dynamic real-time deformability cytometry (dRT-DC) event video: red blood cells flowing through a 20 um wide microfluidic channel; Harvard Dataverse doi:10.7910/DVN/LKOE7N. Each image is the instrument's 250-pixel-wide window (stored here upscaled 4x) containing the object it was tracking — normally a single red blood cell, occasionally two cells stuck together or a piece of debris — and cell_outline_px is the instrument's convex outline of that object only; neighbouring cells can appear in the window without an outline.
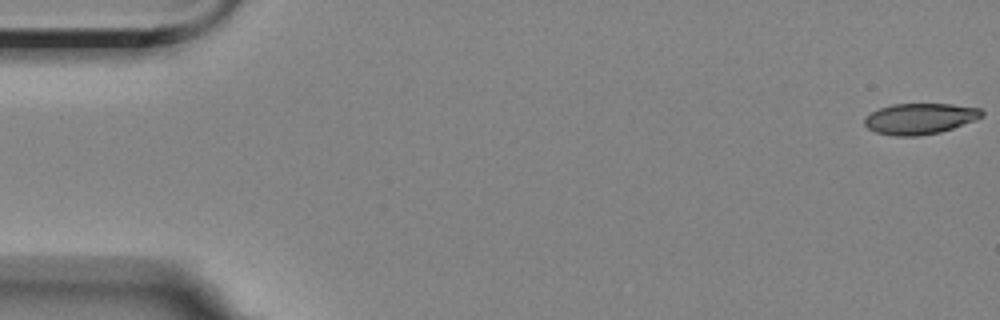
{"species": "Egyptian fruit bat (a non-hibernating species)", "species_latin": "Rousettus aegyptiacus", "temperature_condition": "room temperature", "stored_images_in_passage": 4, "camera_frame_rate_fps": 3000, "um_per_image_px": 0.085, "animal": {"sex": "female"}, "frame": {"image": 1, "passage_image": 1, "time_ms": 0.0, "image_size_px": [1000, 320], "cell_outline_px": [[984, 116], [976, 120], [940, 132], [916, 136], [896, 136], [876, 132], [868, 128], [864, 124], [864, 116], [880, 108], [892, 104], [952, 104], [980, 108], [984, 112]], "centroid_in_image_um": [78.2, 10.08], "position_along_channel_um": 6.8, "area_um2": 21.15}}
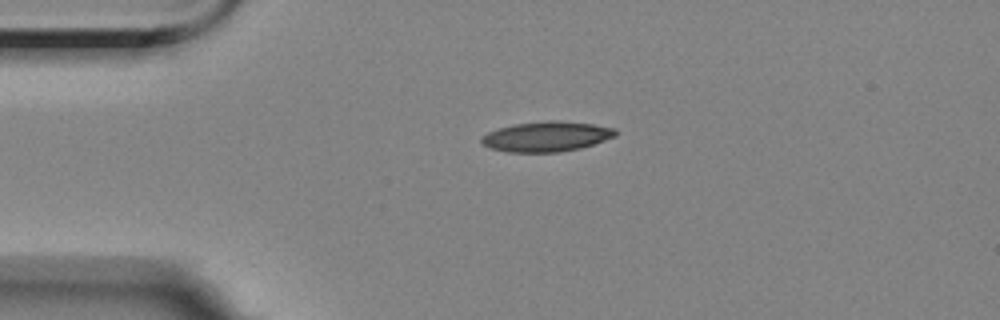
{"frame": {"image": 2, "passage_image": 3, "time_ms": 4.0, "image_size_px": [1000, 320], "cell_outline_px": [[616, 136], [580, 148], [560, 152], [508, 152], [492, 148], [484, 144], [480, 140], [480, 136], [488, 132], [500, 128], [516, 124], [544, 120], [560, 120], [592, 124], [616, 128]], "centroid_in_image_um": [46.46, 11.59], "position_along_channel_um": 38.5, "area_um2": 23.41}}